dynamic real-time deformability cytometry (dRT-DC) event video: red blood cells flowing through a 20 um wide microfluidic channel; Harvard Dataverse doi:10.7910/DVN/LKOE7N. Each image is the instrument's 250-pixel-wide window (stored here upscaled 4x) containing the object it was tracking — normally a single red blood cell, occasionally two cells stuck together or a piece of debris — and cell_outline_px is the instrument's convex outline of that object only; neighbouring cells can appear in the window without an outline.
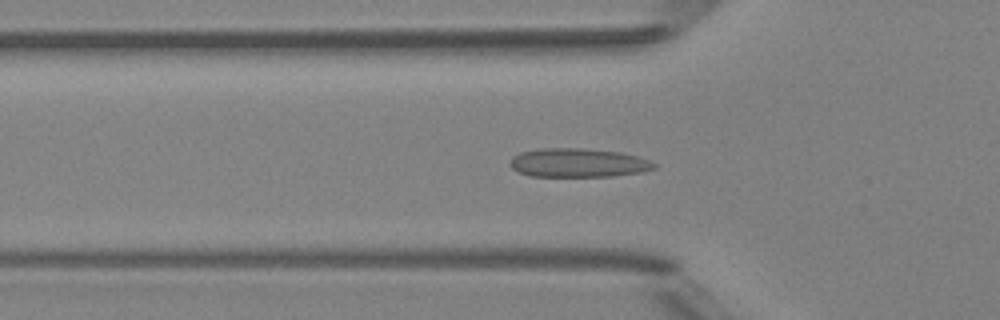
{"species": "Egyptian fruit bat (a non-hibernating species)", "species_latin": "Rousettus aegyptiacus", "temperature_condition": "room temperature", "stored_images_in_passage": 45, "camera_frame_rate_fps": 3000, "um_per_image_px": 0.085, "animal": {"sex": "female"}, "frame": {"image": 1, "passage_image": 16, "time_ms": 5.0, "image_size_px": [1000, 320], "cell_outline_px": [[656, 168], [640, 172], [612, 176], [532, 176], [520, 172], [512, 168], [508, 164], [512, 156], [520, 152], [540, 148], [584, 148], [620, 152], [636, 156], [648, 160], [656, 164]], "centroid_in_image_um": [49.11, 13.83], "position_along_channel_um": 76.7, "area_um2": 24.16}}
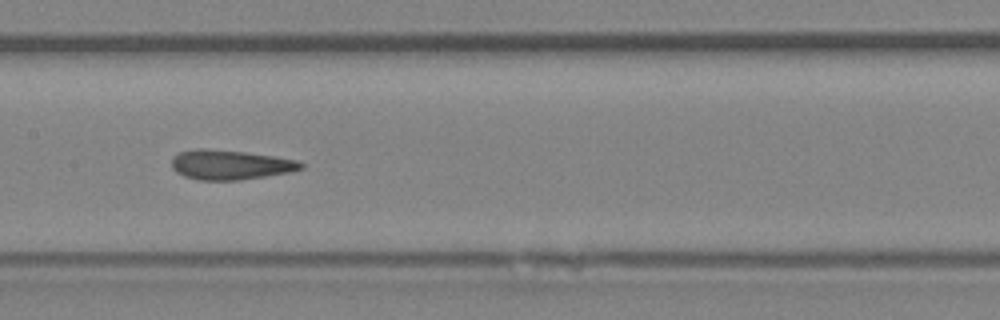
{"frame": {"image": 2, "passage_image": 24, "time_ms": 7.667, "image_size_px": [1000, 320], "cell_outline_px": [[304, 168], [292, 172], [240, 180], [196, 180], [184, 176], [176, 172], [172, 168], [172, 156], [180, 152], [200, 148], [204, 148], [244, 152], [272, 156], [296, 160], [304, 164]], "centroid_in_image_um": [19.56, 14.01], "position_along_channel_um": 187.8, "area_um2": 22.37}}
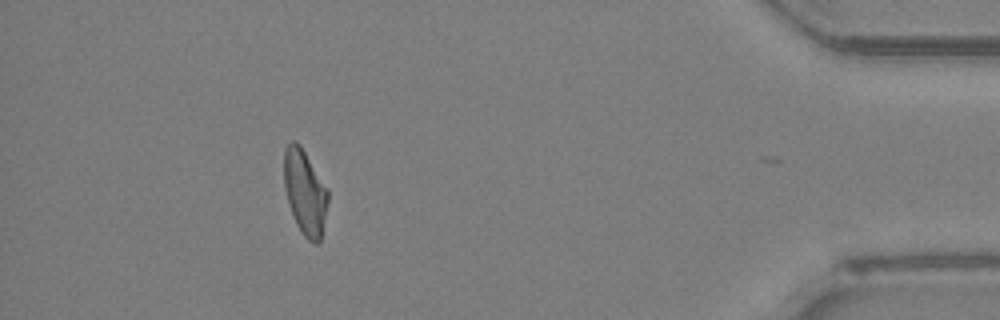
{"frame": {"image": 3, "passage_image": 44, "time_ms": 14.333, "image_size_px": [1000, 320], "cell_outline_px": [[328, 204], [320, 240], [316, 244], [308, 240], [300, 232], [296, 224], [288, 200], [284, 184], [284, 148], [292, 140], [296, 140], [300, 144], [328, 188]], "centroid_in_image_um": [25.93, 16.32], "position_along_channel_um": 409.3, "area_um2": 21.79}, "authors_computed_cell_mechanics": {"area_um2": 22.7732, "velocity_mm_per_s": 4.1727, "shape_relaxation_time_tau1_ms": null, "shape_relaxation_time_tau2_ms": 2.2154, "deformation_change_tau1": null, "deformation_change_tau2": 0.1024}}